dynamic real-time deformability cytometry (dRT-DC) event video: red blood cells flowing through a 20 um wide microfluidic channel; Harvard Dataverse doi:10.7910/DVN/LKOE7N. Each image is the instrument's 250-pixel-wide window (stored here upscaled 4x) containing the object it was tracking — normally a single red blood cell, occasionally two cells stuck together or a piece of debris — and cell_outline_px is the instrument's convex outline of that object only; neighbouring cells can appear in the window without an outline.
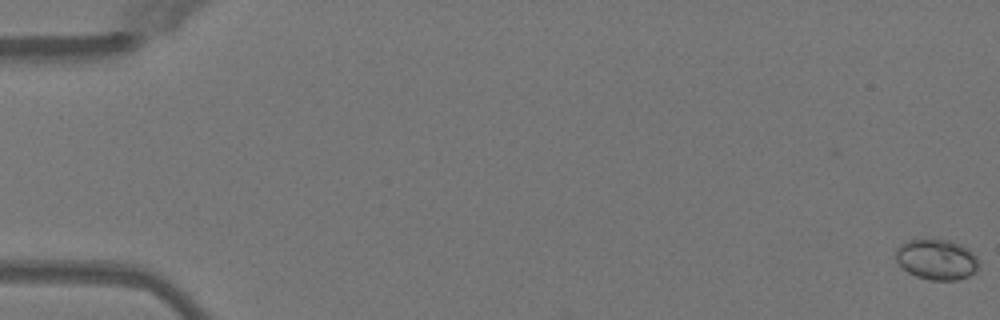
{"species": "Egyptian fruit bat (a non-hibernating species)", "species_latin": "Rousettus aegyptiacus", "temperature_condition": "warm", "stored_images_in_passage": 52, "camera_frame_rate_fps": 3000, "um_per_image_px": 0.085, "animal": {"sex": "female"}, "frame": {"image": 1, "passage_image": 1, "time_ms": 0.0, "image_size_px": [1000, 320], "cell_outline_px": [[980, 268], [976, 272], [968, 276], [956, 280], [932, 280], [916, 276], [908, 272], [896, 260], [896, 248], [900, 244], [908, 240], [952, 240], [968, 248], [976, 256], [980, 264]], "centroid_in_image_um": [79.65, 22.05], "position_along_channel_um": 5.3, "area_um2": 19.65}}
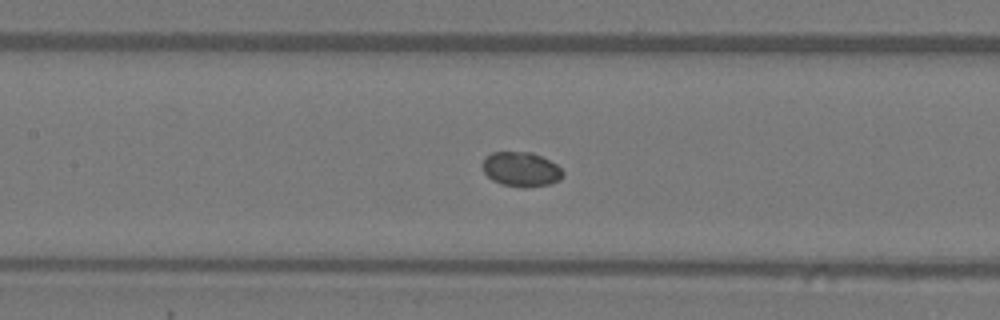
{"frame": {"image": 2, "passage_image": 25, "time_ms": 8.0, "image_size_px": [1000, 320], "cell_outline_px": [[564, 172], [560, 180], [548, 184], [524, 188], [500, 184], [492, 180], [484, 172], [484, 160], [492, 152], [532, 152], [556, 164]], "centroid_in_image_um": [44.31, 14.4], "position_along_channel_um": 163.1, "area_um2": 16.01}}
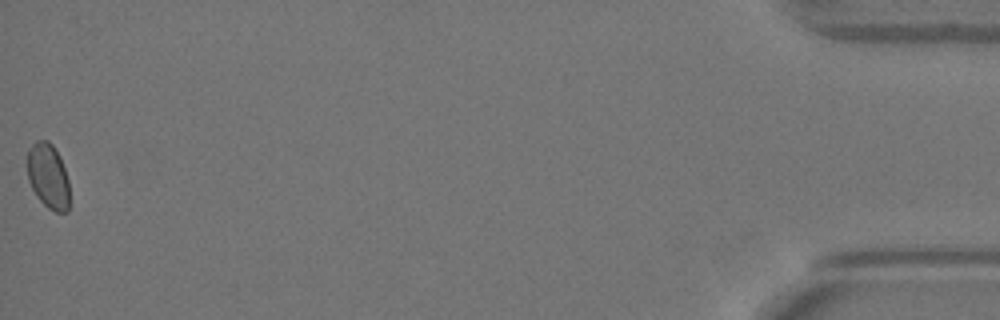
{"frame": {"image": 3, "passage_image": 52, "time_ms": 17.0, "image_size_px": [1000, 320], "cell_outline_px": [[68, 212], [56, 212], [48, 208], [36, 196], [28, 180], [28, 152], [32, 144], [36, 140], [48, 140], [52, 144], [64, 168], [68, 180]], "centroid_in_image_um": [4.08, 14.98], "position_along_channel_um": 431.1, "area_um2": 15.72}}